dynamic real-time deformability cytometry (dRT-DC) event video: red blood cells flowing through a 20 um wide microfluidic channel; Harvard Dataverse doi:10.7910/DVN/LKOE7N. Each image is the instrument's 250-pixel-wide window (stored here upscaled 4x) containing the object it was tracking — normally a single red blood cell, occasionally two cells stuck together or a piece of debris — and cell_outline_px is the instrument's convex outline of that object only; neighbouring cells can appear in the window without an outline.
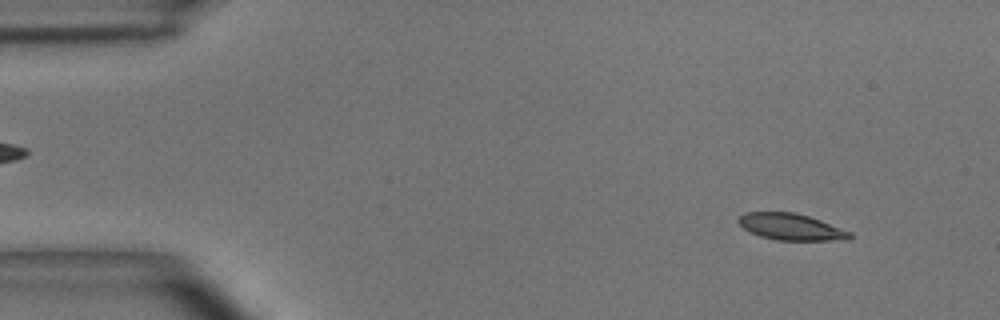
{"species": "common noctule bat (a hibernating species)", "species_latin": "Nyctalus noctula", "temperature_condition": "room temperature", "stored_images_in_passage": 54, "camera_frame_rate_fps": 3000, "um_per_image_px": 0.085, "animal": {"sex": "male", "body_mass_g": 15.6}, "frame": {"image": 1, "passage_image": 5, "time_ms": 1.333, "image_size_px": [1000, 320], "cell_outline_px": [[852, 236], [848, 240], [776, 240], [760, 236], [744, 228], [736, 220], [744, 212], [796, 212], [820, 220], [852, 232]], "centroid_in_image_um": [67.25, 19.28], "position_along_channel_um": 17.8, "area_um2": 17.17}}
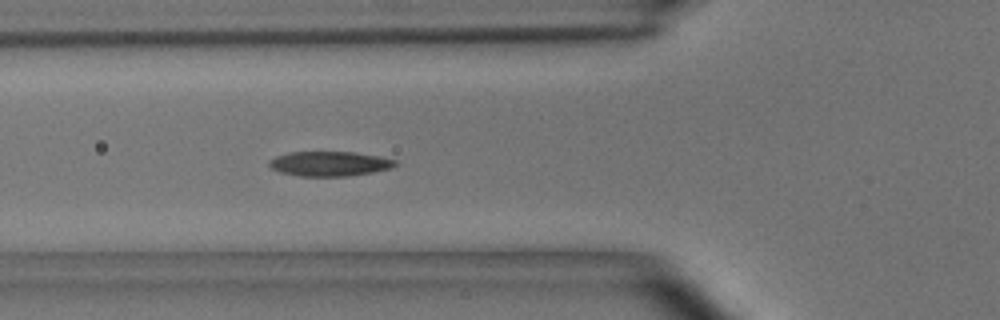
{"frame": {"image": 2, "passage_image": 19, "time_ms": 6.0, "image_size_px": [1000, 320], "cell_outline_px": [[400, 164], [392, 168], [372, 172], [348, 176], [300, 176], [280, 172], [272, 168], [268, 164], [268, 160], [276, 156], [288, 152], [356, 152], [380, 156], [396, 160]], "centroid_in_image_um": [28.04, 13.91], "position_along_channel_um": 97.8, "area_um2": 18.32}}
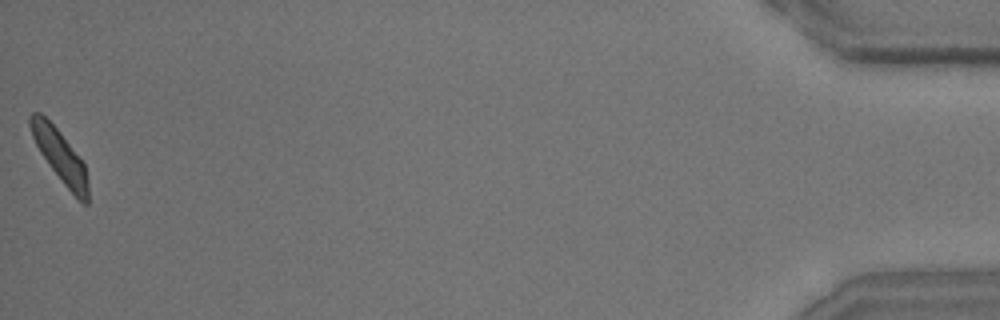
{"frame": {"image": 3, "passage_image": 54, "time_ms": 17.667, "image_size_px": [1000, 320], "cell_outline_px": [[88, 204], [84, 204], [64, 184], [48, 164], [40, 152], [32, 136], [28, 124], [28, 116], [32, 112], [40, 112], [60, 132], [84, 164], [88, 180]], "centroid_in_image_um": [5.07, 13.22], "position_along_channel_um": 430.1, "area_um2": 17.22}, "authors_computed_cell_mechanics": {"area_um2": 17.9469, "velocity_mm_per_s": 3.6604, "shape_relaxation_time_tau1_ms": 3.7524, "shape_relaxation_time_tau2_ms": 1.7796, "deformation_change_tau1": 0.1332, "deformation_change_tau2": 0.0744}}